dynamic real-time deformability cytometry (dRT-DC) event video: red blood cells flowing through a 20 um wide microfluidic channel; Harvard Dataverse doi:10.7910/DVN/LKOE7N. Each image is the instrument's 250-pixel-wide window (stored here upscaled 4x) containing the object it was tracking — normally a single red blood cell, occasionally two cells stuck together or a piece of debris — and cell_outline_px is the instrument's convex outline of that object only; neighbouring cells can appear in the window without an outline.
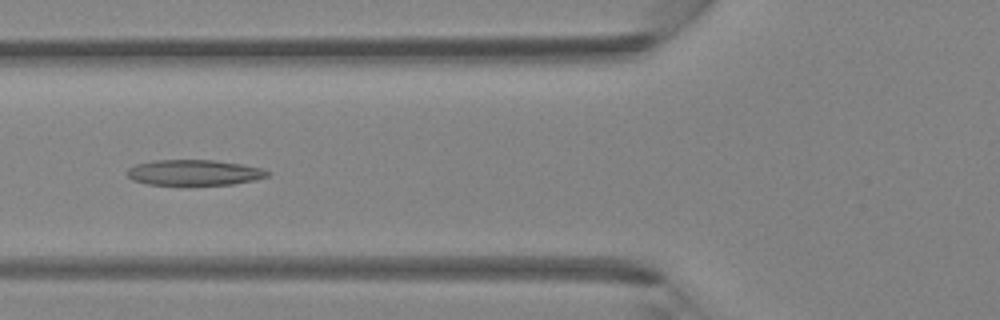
{"species": "Egyptian fruit bat (a non-hibernating species)", "species_latin": "Rousettus aegyptiacus", "temperature_condition": "room temperature", "stored_images_in_passage": 5, "camera_frame_rate_fps": 3000, "um_per_image_px": 0.085, "animal": {"sex": "female"}, "frame": {"image": 1, "passage_image": 5, "time_ms": 1.333, "image_size_px": [1000, 320], "cell_outline_px": [[272, 172], [268, 176], [252, 180], [232, 184], [148, 184], [132, 180], [128, 176], [128, 168], [136, 164], [156, 160], [212, 160], [240, 164], [264, 168]], "centroid_in_image_um": [16.52, 14.65], "position_along_channel_um": 109.3, "area_um2": 20.63}}